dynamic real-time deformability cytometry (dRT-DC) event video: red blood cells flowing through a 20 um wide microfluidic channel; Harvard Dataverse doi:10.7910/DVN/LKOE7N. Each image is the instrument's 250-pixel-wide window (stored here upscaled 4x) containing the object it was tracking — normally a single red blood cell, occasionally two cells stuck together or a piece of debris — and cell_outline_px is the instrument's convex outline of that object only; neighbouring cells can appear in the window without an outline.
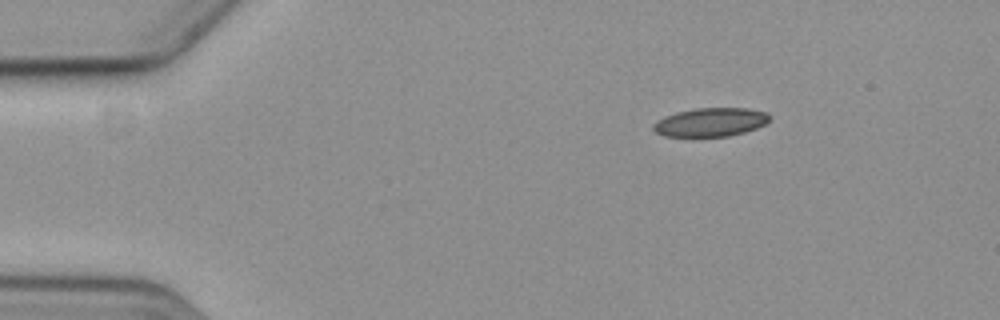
{"species": "common noctule bat (a hibernating species)", "species_latin": "Nyctalus noctula", "temperature_condition": "cold", "stored_images_in_passage": 8, "camera_frame_rate_fps": 3000, "um_per_image_px": 0.085, "animal": {"sex": "female", "body_mass_g": 19.3, "forearm_length_mm": 54.1}, "frame": {"image": 1, "passage_image": 1, "time_ms": 0.0, "image_size_px": [1000, 320], "cell_outline_px": [[772, 116], [764, 124], [756, 128], [744, 132], [728, 136], [664, 136], [656, 132], [652, 128], [652, 124], [664, 116], [676, 112], [696, 108], [748, 108], [768, 112]], "centroid_in_image_um": [60.4, 10.37], "position_along_channel_um": 24.6, "area_um2": 19.42}}
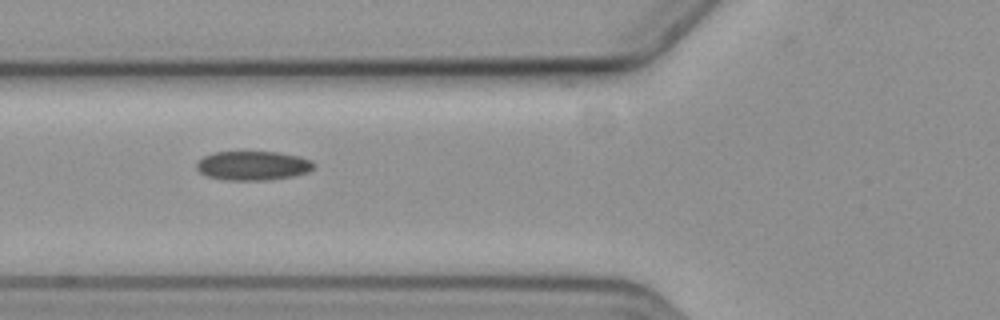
{"frame": {"image": 2, "passage_image": 4, "time_ms": 4.333, "image_size_px": [1000, 320], "cell_outline_px": [[316, 164], [308, 172], [292, 176], [268, 180], [224, 180], [208, 176], [200, 172], [196, 168], [196, 160], [204, 156], [216, 152], [276, 152], [300, 156], [312, 160]], "centroid_in_image_um": [21.49, 14.08], "position_along_channel_um": 104.3, "area_um2": 20.0}}
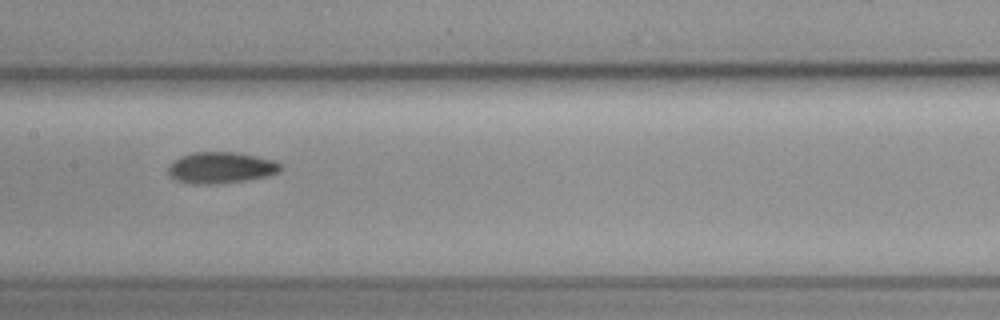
{"frame": {"image": 3, "passage_image": 6, "time_ms": 6.667, "image_size_px": [1000, 320], "cell_outline_px": [[284, 168], [280, 172], [268, 176], [248, 180], [216, 184], [192, 184], [176, 180], [168, 176], [168, 168], [180, 156], [192, 152], [236, 152], [256, 156], [272, 160], [284, 164]], "centroid_in_image_um": [18.82, 14.26], "position_along_channel_um": 188.6, "area_um2": 20.75}}